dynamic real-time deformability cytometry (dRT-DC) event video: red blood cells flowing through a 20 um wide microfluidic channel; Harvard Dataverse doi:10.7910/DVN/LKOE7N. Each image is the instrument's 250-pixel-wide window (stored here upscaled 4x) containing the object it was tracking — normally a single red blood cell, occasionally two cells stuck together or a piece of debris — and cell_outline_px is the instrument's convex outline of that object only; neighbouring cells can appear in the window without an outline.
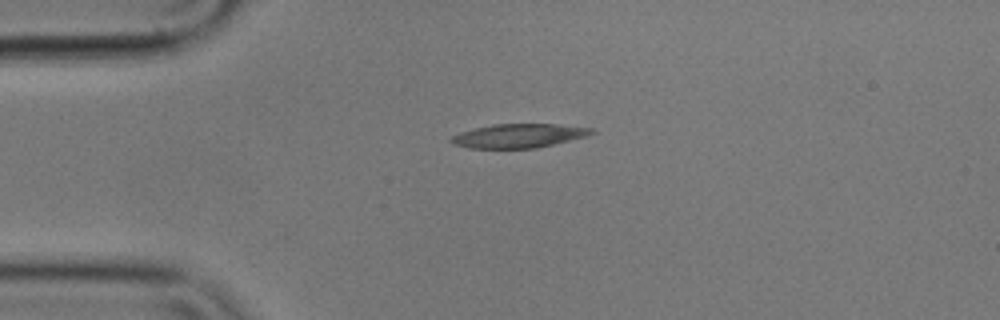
{"species": "common noctule bat (a hibernating species)", "species_latin": "Nyctalus noctula", "temperature_condition": "cold", "stored_images_in_passage": 28, "camera_frame_rate_fps": 3000, "um_per_image_px": 0.085, "animal": {"sex": "male", "body_mass_g": 17.9}, "frame": {"image": 1, "passage_image": 1, "time_ms": 0.0, "image_size_px": [1000, 320], "cell_outline_px": [[596, 132], [588, 136], [536, 148], [468, 148], [452, 144], [448, 140], [452, 136], [460, 132], [492, 124], [556, 124], [592, 128]], "centroid_in_image_um": [44.08, 11.54], "position_along_channel_um": 40.9, "area_um2": 19.59}}
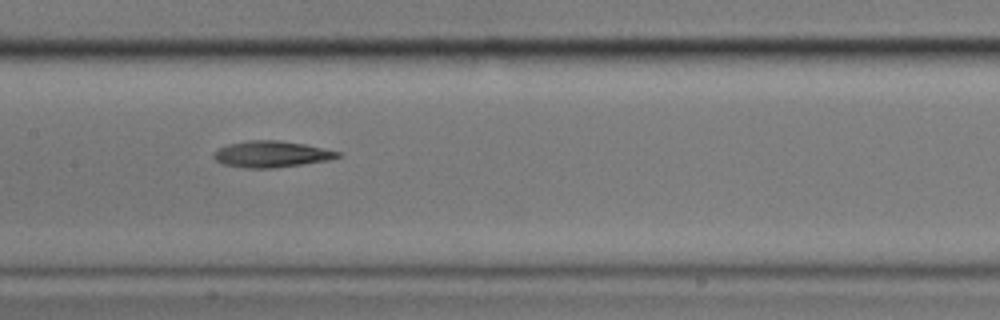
{"frame": {"image": 2, "passage_image": 15, "time_ms": 4.667, "image_size_px": [1000, 320], "cell_outline_px": [[344, 156], [328, 160], [276, 168], [244, 168], [224, 164], [216, 160], [212, 156], [212, 152], [216, 148], [228, 144], [248, 140], [280, 140], [304, 144], [340, 152]], "centroid_in_image_um": [23.04, 13.1], "position_along_channel_um": 184.4, "area_um2": 19.19}}
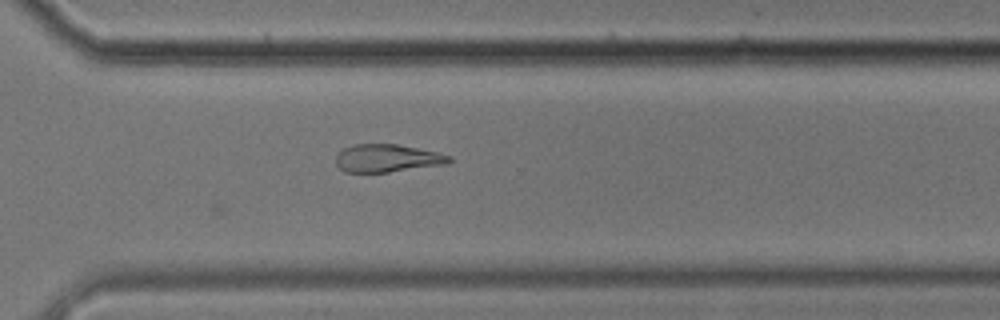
{"frame": {"image": 3, "passage_image": 28, "time_ms": 9.0, "image_size_px": [1000, 320], "cell_outline_px": [[452, 160], [444, 164], [388, 172], [344, 172], [336, 164], [336, 156], [344, 148], [352, 144], [396, 144], [436, 152], [452, 156]], "centroid_in_image_um": [32.88, 13.45], "position_along_channel_um": 337.7, "area_um2": 18.15}}